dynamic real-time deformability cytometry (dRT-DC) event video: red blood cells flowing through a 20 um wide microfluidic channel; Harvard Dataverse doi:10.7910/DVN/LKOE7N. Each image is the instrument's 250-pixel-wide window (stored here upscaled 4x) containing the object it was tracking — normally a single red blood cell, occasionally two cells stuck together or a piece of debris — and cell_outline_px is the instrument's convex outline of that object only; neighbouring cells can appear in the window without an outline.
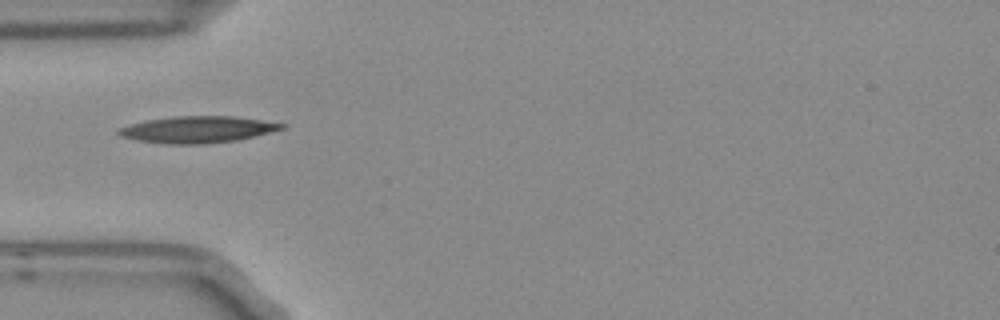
{"species": "Egyptian fruit bat (a non-hibernating species)", "species_latin": "Rousettus aegyptiacus", "temperature_condition": "room temperature", "stored_images_in_passage": 2, "camera_frame_rate_fps": 3000, "um_per_image_px": 0.085, "frame": {"image": 1, "passage_image": 1, "time_ms": 0.0, "image_size_px": [1000, 320], "cell_outline_px": [[288, 124], [284, 128], [236, 140], [204, 144], [168, 144], [136, 140], [120, 136], [116, 132], [116, 128], [148, 120], [172, 116], [232, 116]], "centroid_in_image_um": [16.73, 11.01], "position_along_channel_um": 68.3, "area_um2": 25.09}}
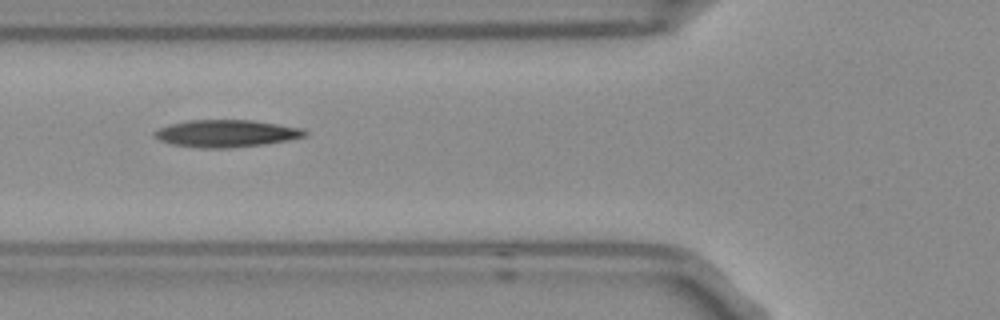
{"frame": {"image": 2, "passage_image": 2, "time_ms": 0.333, "image_size_px": [1000, 320], "cell_outline_px": [[308, 132], [304, 136], [288, 140], [264, 144], [232, 148], [200, 148], [172, 144], [160, 140], [152, 136], [152, 132], [168, 124], [188, 120], [252, 120], [300, 128]], "centroid_in_image_um": [19.17, 11.34], "position_along_channel_um": 106.6, "area_um2": 23.81}}